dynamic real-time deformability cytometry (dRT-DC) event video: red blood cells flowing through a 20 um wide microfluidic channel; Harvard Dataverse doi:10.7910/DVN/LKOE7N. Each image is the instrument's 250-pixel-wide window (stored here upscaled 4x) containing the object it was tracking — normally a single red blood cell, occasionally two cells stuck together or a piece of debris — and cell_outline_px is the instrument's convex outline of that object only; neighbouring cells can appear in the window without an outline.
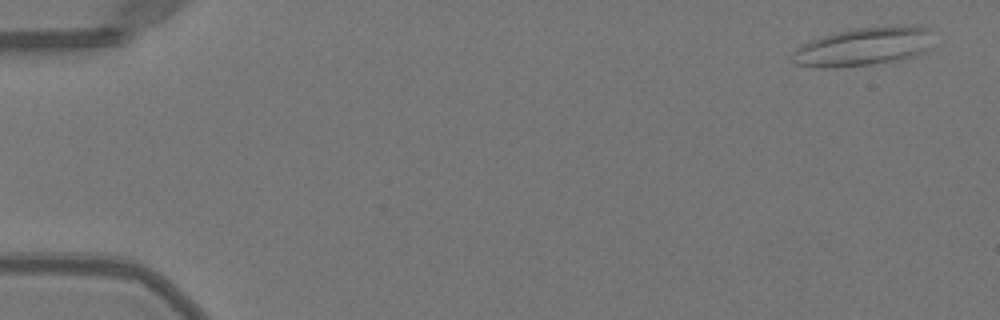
{"species": "Egyptian fruit bat (a non-hibernating species)", "species_latin": "Rousettus aegyptiacus", "temperature_condition": "warm", "stored_images_in_passage": 52, "camera_frame_rate_fps": 3000, "um_per_image_px": 0.085, "animal": {"sex": "female"}, "frame": {"image": 1, "passage_image": 3, "time_ms": 0.667, "image_size_px": [1000, 320], "cell_outline_px": [[932, 48], [912, 56], [896, 60], [868, 64], [836, 68], [812, 68], [792, 64], [792, 56], [796, 48], [800, 44], [824, 36], [852, 28], [896, 24], [916, 24], [928, 28]], "centroid_in_image_um": [73.38, 3.94], "position_along_channel_um": 11.6, "area_um2": 32.02}}
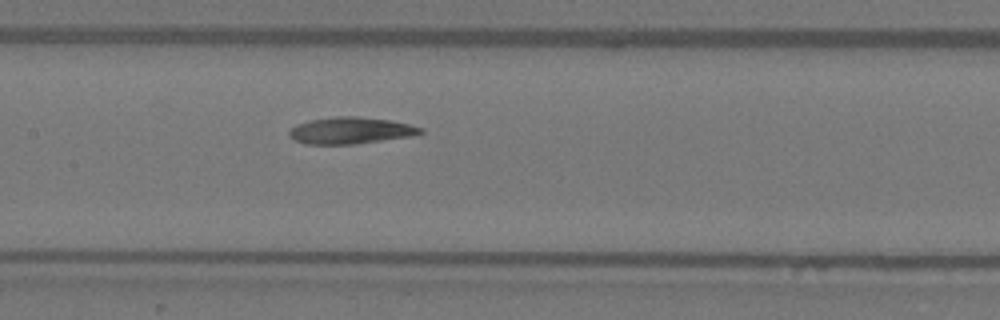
{"frame": {"image": 2, "passage_image": 26, "time_ms": 8.333, "image_size_px": [1000, 320], "cell_outline_px": [[424, 132], [412, 136], [356, 144], [304, 144], [288, 136], [288, 132], [296, 124], [308, 120], [332, 116], [356, 116], [388, 120], [408, 124], [424, 128]], "centroid_in_image_um": [29.78, 11.09], "position_along_channel_um": 177.6, "area_um2": 20.52}}
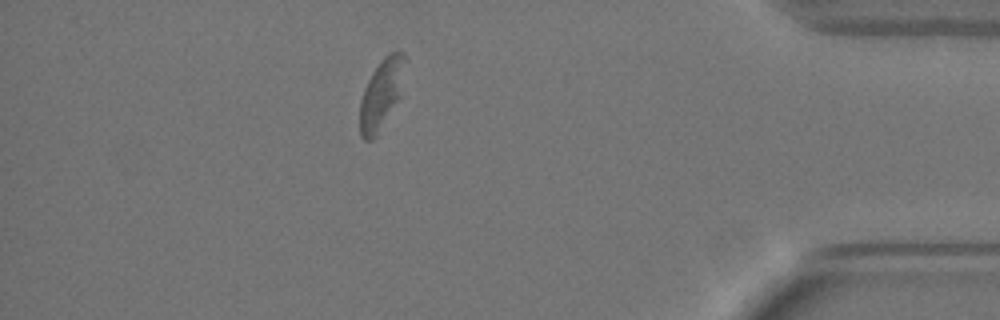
{"frame": {"image": 3, "passage_image": 46, "time_ms": 15.0, "image_size_px": [1000, 320], "cell_outline_px": [[408, 60], [400, 96], [376, 136], [372, 140], [364, 140], [360, 136], [360, 100], [364, 88], [372, 72], [380, 60], [384, 56], [392, 52], [404, 52]], "centroid_in_image_um": [32.44, 7.94], "position_along_channel_um": 402.8, "area_um2": 18.61}, "authors_computed_cell_mechanics": {"area_um2": 20.519, "velocity_mm_per_s": 3.9597, "shape_relaxation_time_tau1_ms": 5.0327, "shape_relaxation_time_tau2_ms": 4.5894, "deformation_change_tau1": 0.1667, "deformation_change_tau2": 0.1408}}